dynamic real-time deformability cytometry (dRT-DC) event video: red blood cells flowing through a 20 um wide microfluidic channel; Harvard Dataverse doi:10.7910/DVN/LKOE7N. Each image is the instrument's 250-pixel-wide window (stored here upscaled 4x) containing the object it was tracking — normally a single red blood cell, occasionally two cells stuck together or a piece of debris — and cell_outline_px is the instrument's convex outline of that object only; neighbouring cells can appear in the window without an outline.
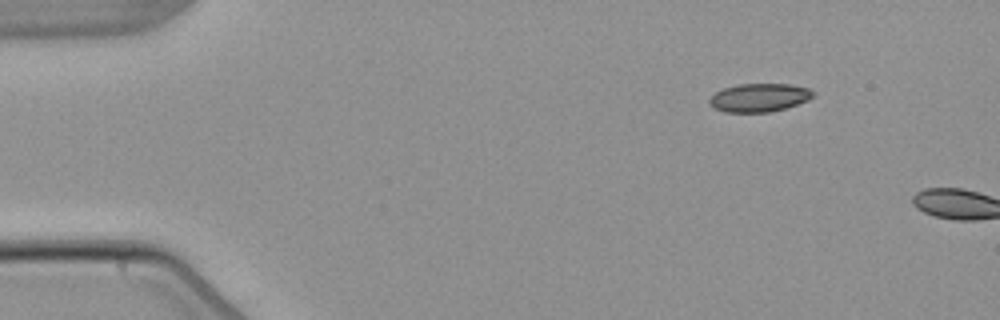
{"species": "common noctule bat (a hibernating species)", "species_latin": "Nyctalus noctula", "temperature_condition": "warm", "stored_images_in_passage": 2, "camera_frame_rate_fps": 3000, "um_per_image_px": 0.085, "animal": {"sex": "male", "body_mass_g": 21.5, "forearm_length_mm": 52.0}, "frame": {"image": 1, "passage_image": 1, "time_ms": 0.0, "image_size_px": [1000, 320], "cell_outline_px": [[816, 96], [808, 100], [784, 108], [768, 112], [724, 112], [712, 108], [708, 104], [708, 100], [716, 92], [724, 88], [740, 84], [788, 84], [808, 88], [816, 92]], "centroid_in_image_um": [64.53, 8.3], "position_along_channel_um": 20.5, "area_um2": 17.17}}